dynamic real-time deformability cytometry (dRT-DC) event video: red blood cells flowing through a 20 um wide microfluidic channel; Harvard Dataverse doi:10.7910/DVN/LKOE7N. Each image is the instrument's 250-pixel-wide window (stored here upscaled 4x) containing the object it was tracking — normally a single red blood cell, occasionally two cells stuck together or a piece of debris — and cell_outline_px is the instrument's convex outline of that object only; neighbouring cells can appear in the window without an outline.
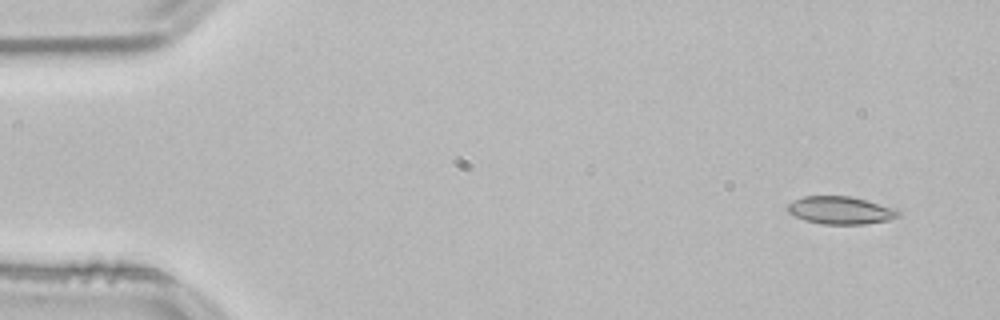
{"species": "common noctule bat (a hibernating species)", "species_latin": "Nyctalus noctula", "temperature_condition": "room temperature", "stored_images_in_passage": 50, "camera_frame_rate_fps": 3000, "um_per_image_px": 0.085, "animal": {"sex": "male", "body_mass_g": 21.5, "forearm_length_mm": 52.0}, "frame": {"image": 1, "passage_image": 1, "time_ms": 0.0, "image_size_px": [1000, 320], "cell_outline_px": [[900, 216], [888, 220], [864, 224], [824, 224], [804, 220], [788, 212], [788, 204], [792, 200], [804, 196], [848, 196], [900, 208]], "centroid_in_image_um": [71.49, 17.87], "position_along_channel_um": 13.5, "area_um2": 17.98}}
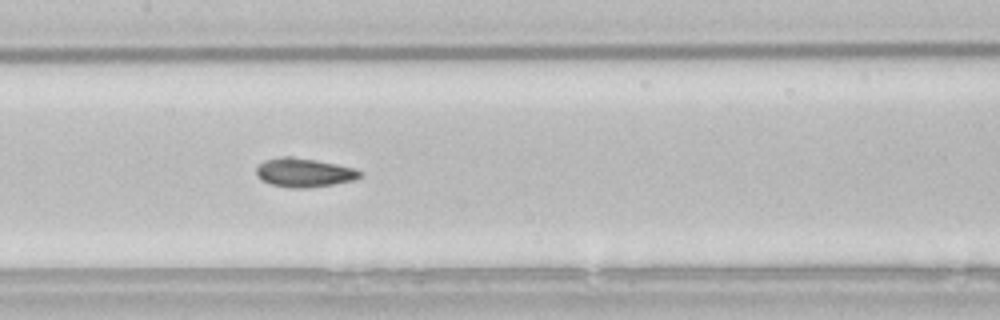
{"frame": {"image": 2, "passage_image": 23, "time_ms": 7.333, "image_size_px": [1000, 320], "cell_outline_px": [[360, 176], [352, 180], [332, 184], [304, 188], [288, 188], [272, 184], [260, 180], [256, 176], [256, 168], [264, 160], [284, 156], [292, 156], [316, 160], [356, 168], [360, 172]], "centroid_in_image_um": [25.79, 14.66], "position_along_channel_um": 181.6, "area_um2": 17.34}}
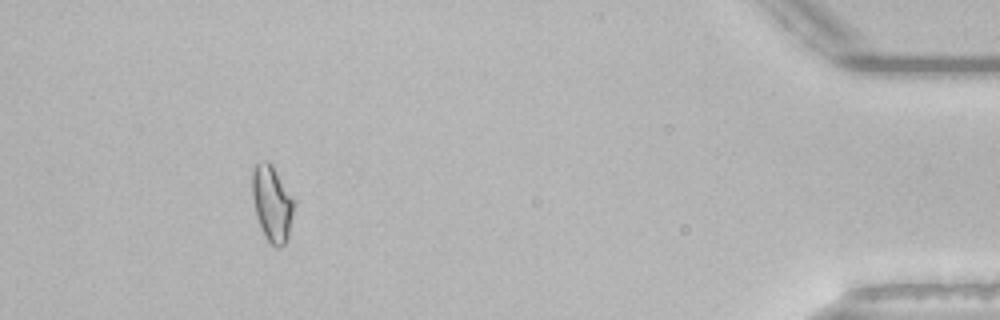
{"frame": {"image": 3, "passage_image": 46, "time_ms": 15.0, "image_size_px": [1000, 320], "cell_outline_px": [[292, 212], [288, 236], [284, 244], [276, 248], [264, 236], [256, 216], [252, 196], [252, 172], [256, 164], [264, 160], [268, 160], [272, 164], [292, 200]], "centroid_in_image_um": [23.06, 17.29], "position_along_channel_um": 412.1, "area_um2": 17.8}, "authors_computed_cell_mechanics": {"area_um2": 17.34, "velocity_mm_per_s": 3.8384, "shape_relaxation_time_tau1_ms": 5.5639, "shape_relaxation_time_tau2_ms": 1.7505, "deformation_change_tau1": 0.1417, "deformation_change_tau2": 0.0721}}